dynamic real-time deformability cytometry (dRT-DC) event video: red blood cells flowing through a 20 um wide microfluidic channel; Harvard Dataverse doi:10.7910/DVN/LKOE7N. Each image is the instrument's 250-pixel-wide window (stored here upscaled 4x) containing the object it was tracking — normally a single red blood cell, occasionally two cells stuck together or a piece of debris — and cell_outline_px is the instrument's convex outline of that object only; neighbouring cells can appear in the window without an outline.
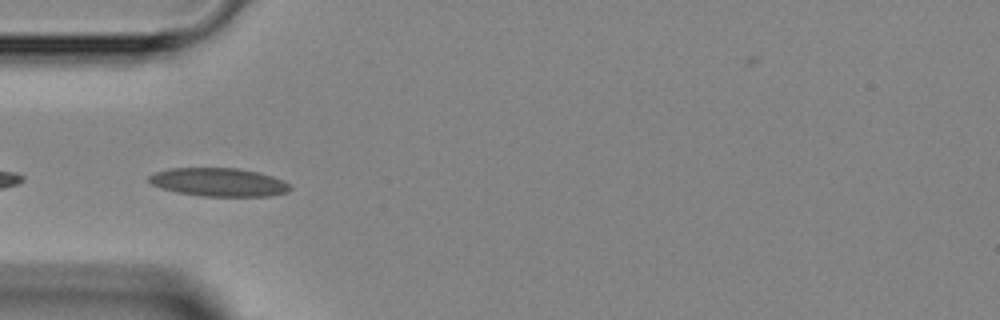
{"species": "Egyptian fruit bat (a non-hibernating species)", "species_latin": "Rousettus aegyptiacus", "temperature_condition": "room temperature", "stored_images_in_passage": 2, "camera_frame_rate_fps": 3000, "um_per_image_px": 0.085, "animal": {"sex": "female"}, "frame": {"image": 1, "passage_image": 2, "time_ms": 1.667, "image_size_px": [1000, 320], "cell_outline_px": [[292, 188], [288, 192], [272, 196], [200, 196], [176, 192], [160, 188], [152, 184], [148, 180], [148, 176], [156, 172], [168, 168], [236, 168], [260, 172], [284, 180], [292, 184]], "centroid_in_image_um": [18.63, 15.49], "position_along_channel_um": 66.4, "area_um2": 23.64}}